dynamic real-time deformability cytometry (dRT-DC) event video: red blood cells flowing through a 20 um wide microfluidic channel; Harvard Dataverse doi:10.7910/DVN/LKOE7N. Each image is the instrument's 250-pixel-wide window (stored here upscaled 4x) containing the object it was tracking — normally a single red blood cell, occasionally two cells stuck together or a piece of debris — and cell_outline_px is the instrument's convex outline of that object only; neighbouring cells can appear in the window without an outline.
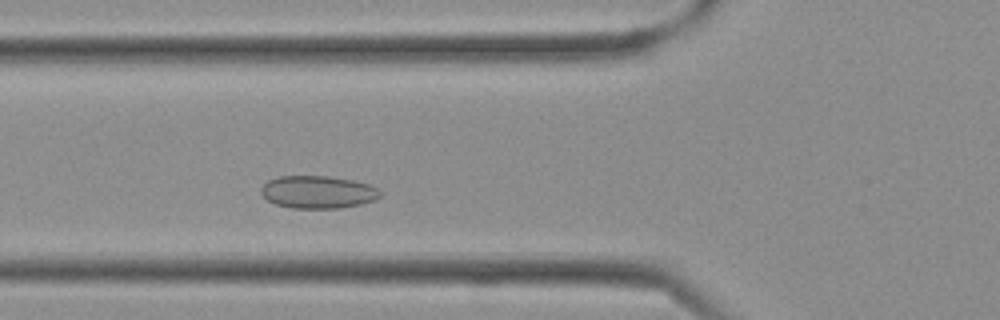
{"species": "Egyptian fruit bat (a non-hibernating species)", "species_latin": "Rousettus aegyptiacus", "temperature_condition": "cold", "stored_images_in_passage": 30, "camera_frame_rate_fps": 3000, "um_per_image_px": 0.085, "frame": {"image": 1, "passage_image": 5, "time_ms": 1.333, "image_size_px": [1000, 320], "cell_outline_px": [[380, 196], [376, 200], [360, 204], [340, 208], [292, 208], [276, 204], [268, 200], [260, 192], [260, 188], [268, 180], [280, 176], [328, 176], [352, 180], [368, 184], [380, 188]], "centroid_in_image_um": [27.03, 16.32], "position_along_channel_um": 98.8, "area_um2": 22.66}}
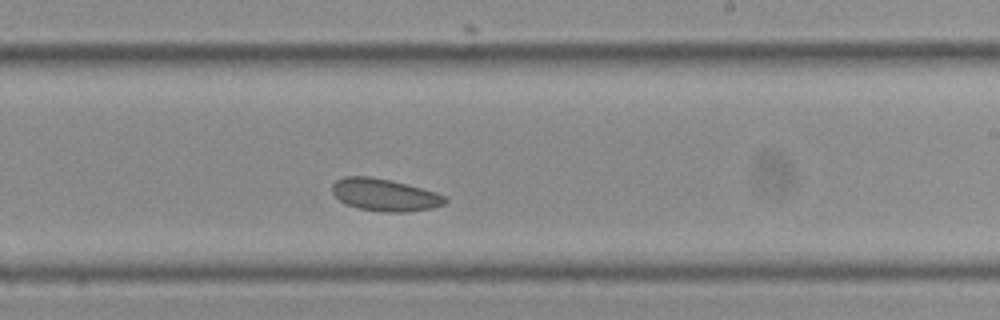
{"frame": {"image": 2, "passage_image": 14, "time_ms": 4.333, "image_size_px": [1000, 320], "cell_outline_px": [[448, 200], [444, 204], [432, 208], [408, 212], [384, 212], [356, 208], [344, 204], [332, 192], [332, 184], [336, 180], [344, 176], [368, 176], [392, 180], [436, 192], [444, 196]], "centroid_in_image_um": [32.68, 16.57], "position_along_channel_um": 256.3, "area_um2": 21.39}}
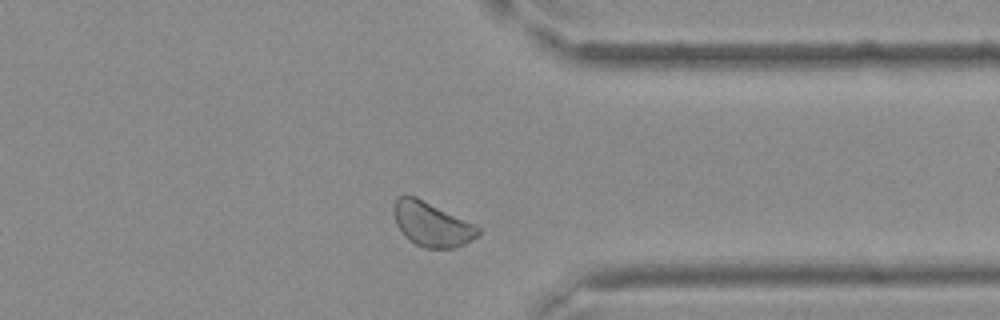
{"frame": {"image": 3, "passage_image": 21, "time_ms": 6.667, "image_size_px": [1000, 320], "cell_outline_px": [[480, 232], [472, 240], [464, 244], [452, 248], [424, 248], [408, 240], [404, 236], [396, 224], [392, 212], [396, 200], [400, 196], [416, 196], [476, 224], [480, 228]], "centroid_in_image_um": [36.7, 19.06], "position_along_channel_um": 374.7, "area_um2": 21.91}}